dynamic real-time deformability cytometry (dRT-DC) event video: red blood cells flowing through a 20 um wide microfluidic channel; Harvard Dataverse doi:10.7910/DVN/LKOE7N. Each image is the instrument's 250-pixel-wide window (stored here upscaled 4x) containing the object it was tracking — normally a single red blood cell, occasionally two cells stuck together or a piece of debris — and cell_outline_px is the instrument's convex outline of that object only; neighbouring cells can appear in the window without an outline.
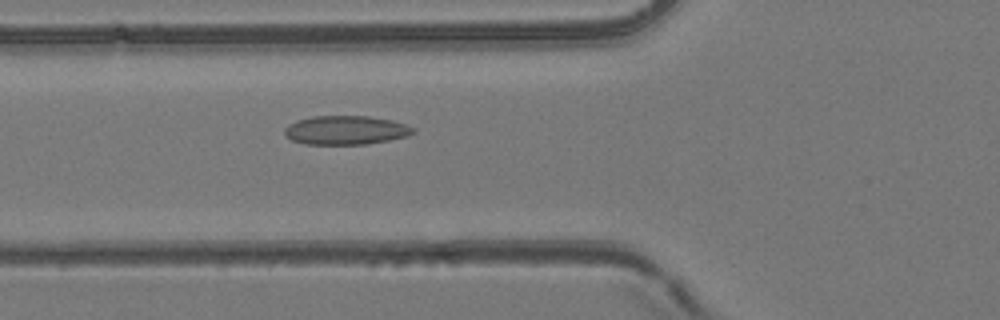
{"species": "common noctule bat (a hibernating species)", "species_latin": "Nyctalus noctula", "temperature_condition": "room temperature", "stored_images_in_passage": 55, "camera_frame_rate_fps": 3000, "um_per_image_px": 0.085, "animal": {"sex": "female", "body_mass_g": 24.6, "forearm_length_mm": 56.2}, "frame": {"image": 1, "passage_image": 21, "time_ms": 6.667, "image_size_px": [1000, 320], "cell_outline_px": [[416, 132], [408, 136], [388, 140], [364, 144], [304, 144], [292, 140], [284, 132], [284, 128], [288, 124], [296, 120], [312, 116], [368, 116], [392, 120], [416, 128]], "centroid_in_image_um": [29.4, 11.06], "position_along_channel_um": 96.4, "area_um2": 21.68}}
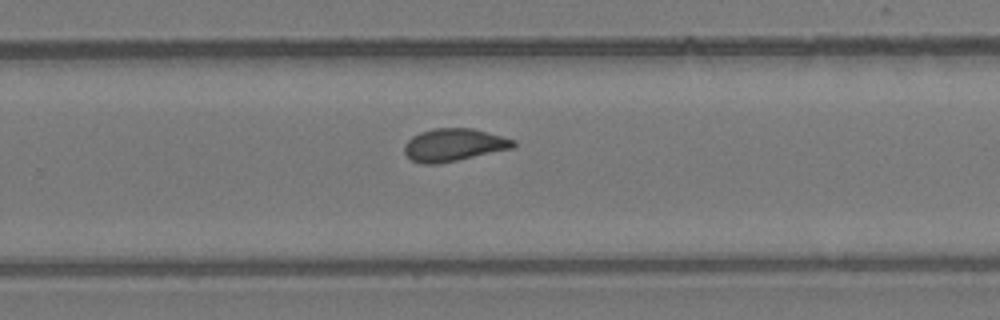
{"frame": {"image": 2, "passage_image": 36, "time_ms": 11.667, "image_size_px": [1000, 320], "cell_outline_px": [[516, 148], [436, 164], [424, 164], [412, 160], [404, 152], [404, 144], [412, 136], [420, 132], [432, 128], [472, 128], [516, 140]], "centroid_in_image_um": [38.59, 12.31], "position_along_channel_um": 291.2, "area_um2": 20.75}}
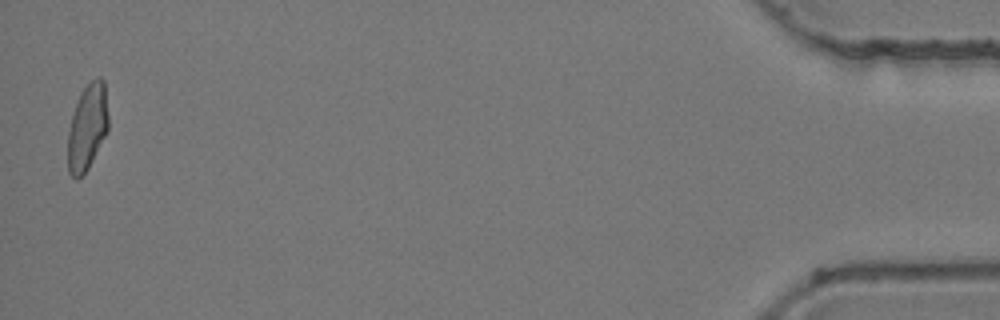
{"frame": {"image": 3, "passage_image": 54, "time_ms": 17.667, "image_size_px": [1000, 320], "cell_outline_px": [[108, 132], [88, 168], [76, 180], [68, 172], [68, 132], [72, 116], [80, 92], [96, 76], [100, 76], [104, 80], [108, 116]], "centroid_in_image_um": [7.44, 10.8], "position_along_channel_um": 427.8, "area_um2": 20.35}, "authors_computed_cell_mechanics": {"area_um2": 20.8658, "velocity_mm_per_s": 3.8988, "shape_relaxation_time_tau1_ms": null, "shape_relaxation_time_tau2_ms": 1.6935, "deformation_change_tau1": null, "deformation_change_tau2": 0.0538}}